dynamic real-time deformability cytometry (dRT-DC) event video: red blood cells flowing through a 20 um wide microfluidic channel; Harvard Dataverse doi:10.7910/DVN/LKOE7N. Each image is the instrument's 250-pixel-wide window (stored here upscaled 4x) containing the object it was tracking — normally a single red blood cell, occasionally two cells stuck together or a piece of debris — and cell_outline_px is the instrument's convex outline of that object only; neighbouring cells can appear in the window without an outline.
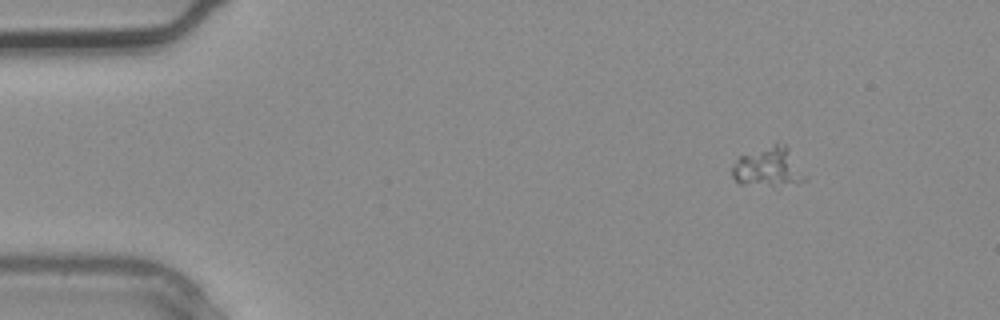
{"species": "common noctule bat (a hibernating species)", "species_latin": "Nyctalus noctula", "temperature_condition": "warm", "stored_images_in_passage": 2, "camera_frame_rate_fps": 3000, "um_per_image_px": 0.085, "animal": {"sex": "male", "body_mass_g": 20.4}, "frame": {"image": 1, "passage_image": 1, "time_ms": 0.0, "image_size_px": [1000, 320], "cell_outline_px": [[804, 180], [772, 184], [740, 184], [732, 176], [732, 168], [736, 160], [740, 156], [776, 144], [784, 144], [804, 176]], "centroid_in_image_um": [65.2, 14.19], "position_along_channel_um": 19.8, "area_um2": 15.26}}